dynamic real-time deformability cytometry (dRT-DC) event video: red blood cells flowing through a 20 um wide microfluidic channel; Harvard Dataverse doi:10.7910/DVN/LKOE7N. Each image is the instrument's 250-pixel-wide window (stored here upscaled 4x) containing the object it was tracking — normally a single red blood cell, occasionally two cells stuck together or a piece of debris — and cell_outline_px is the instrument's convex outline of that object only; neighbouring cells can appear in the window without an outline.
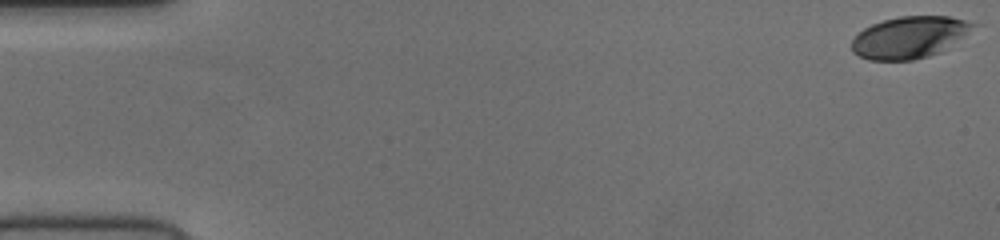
{"species": "human", "species_latin": "Homo sapiens", "temperature_condition": "cold", "stored_images_in_passage": 54, "camera_frame_rate_fps": 3000, "um_per_image_px": 0.085, "donor": {"sex": "female"}, "frame": {"image": 1, "passage_image": 1, "time_ms": 0.0, "image_size_px": [1000, 240], "cell_outline_px": [[980, 24], [940, 52], [928, 56], [912, 60], [868, 60], [852, 52], [852, 40], [864, 28], [872, 24], [884, 20], [900, 16], [948, 16]], "centroid_in_image_um": [77.3, 3.17], "position_along_channel_um": 7.7, "area_um2": 29.3}}
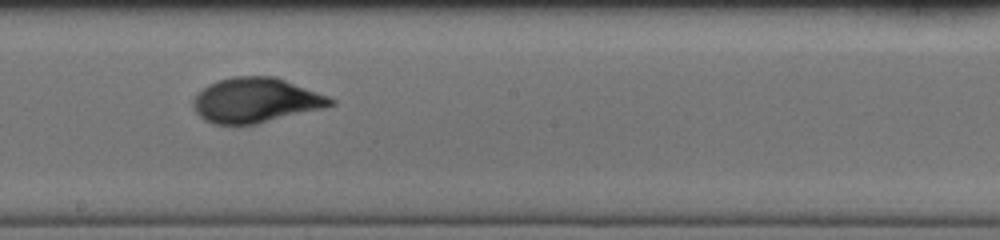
{"frame": {"image": 2, "passage_image": 31, "time_ms": 10.0, "image_size_px": [1000, 240], "cell_outline_px": [[336, 104], [324, 108], [256, 124], [212, 124], [204, 120], [196, 112], [192, 104], [192, 100], [196, 92], [208, 84], [232, 76], [276, 76], [328, 96], [336, 100]], "centroid_in_image_um": [21.72, 8.52], "position_along_channel_um": 226.5, "area_um2": 36.07}}
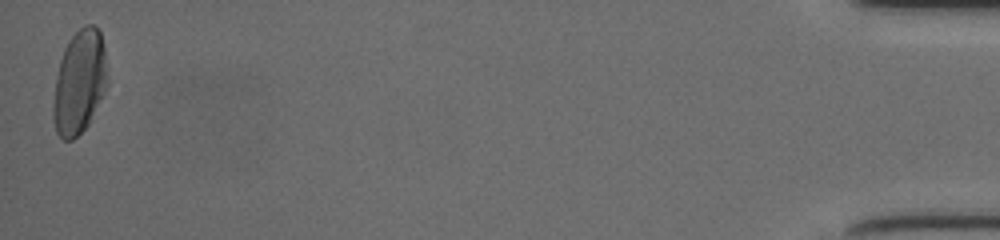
{"frame": {"image": 3, "passage_image": 54, "time_ms": 17.667, "image_size_px": [1000, 240], "cell_outline_px": [[108, 84], [88, 124], [72, 140], [64, 140], [56, 132], [52, 116], [52, 108], [56, 76], [60, 60], [64, 48], [68, 40], [84, 24], [92, 24], [100, 32], [104, 48], [108, 80]], "centroid_in_image_um": [6.74, 6.97], "position_along_channel_um": 428.5, "area_um2": 32.66}}